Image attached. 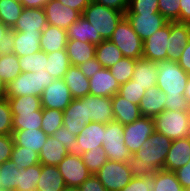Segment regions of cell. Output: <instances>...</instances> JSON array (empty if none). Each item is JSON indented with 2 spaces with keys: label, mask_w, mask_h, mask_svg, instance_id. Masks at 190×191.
<instances>
[{
  "label": "cell",
  "mask_w": 190,
  "mask_h": 191,
  "mask_svg": "<svg viewBox=\"0 0 190 191\" xmlns=\"http://www.w3.org/2000/svg\"><path fill=\"white\" fill-rule=\"evenodd\" d=\"M82 16L92 24L95 30V45L109 40L125 13L91 1Z\"/></svg>",
  "instance_id": "6da1fadb"
},
{
  "label": "cell",
  "mask_w": 190,
  "mask_h": 191,
  "mask_svg": "<svg viewBox=\"0 0 190 191\" xmlns=\"http://www.w3.org/2000/svg\"><path fill=\"white\" fill-rule=\"evenodd\" d=\"M158 71L157 82L159 90L166 94V98L185 97V86L190 77L177 61L163 60L156 62Z\"/></svg>",
  "instance_id": "7a4b0ae2"
},
{
  "label": "cell",
  "mask_w": 190,
  "mask_h": 191,
  "mask_svg": "<svg viewBox=\"0 0 190 191\" xmlns=\"http://www.w3.org/2000/svg\"><path fill=\"white\" fill-rule=\"evenodd\" d=\"M54 78L43 70L37 72H21L13 81L7 84L6 98L23 95H34L41 97L44 88H47Z\"/></svg>",
  "instance_id": "3957f363"
},
{
  "label": "cell",
  "mask_w": 190,
  "mask_h": 191,
  "mask_svg": "<svg viewBox=\"0 0 190 191\" xmlns=\"http://www.w3.org/2000/svg\"><path fill=\"white\" fill-rule=\"evenodd\" d=\"M155 131L172 141L190 137L189 111L164 110L154 118Z\"/></svg>",
  "instance_id": "277c9868"
},
{
  "label": "cell",
  "mask_w": 190,
  "mask_h": 191,
  "mask_svg": "<svg viewBox=\"0 0 190 191\" xmlns=\"http://www.w3.org/2000/svg\"><path fill=\"white\" fill-rule=\"evenodd\" d=\"M109 40L121 50L124 57L142 58L143 41L133 30L125 16L121 19Z\"/></svg>",
  "instance_id": "5b68a950"
},
{
  "label": "cell",
  "mask_w": 190,
  "mask_h": 191,
  "mask_svg": "<svg viewBox=\"0 0 190 191\" xmlns=\"http://www.w3.org/2000/svg\"><path fill=\"white\" fill-rule=\"evenodd\" d=\"M171 144L170 138L155 131L148 140L144 141L142 148L132 155L140 158L143 164H152L158 170H163Z\"/></svg>",
  "instance_id": "8992f818"
},
{
  "label": "cell",
  "mask_w": 190,
  "mask_h": 191,
  "mask_svg": "<svg viewBox=\"0 0 190 191\" xmlns=\"http://www.w3.org/2000/svg\"><path fill=\"white\" fill-rule=\"evenodd\" d=\"M124 126L116 121L104 124L103 149L107 158L115 162H127L132 158L131 152L125 145L123 138Z\"/></svg>",
  "instance_id": "52a82bcc"
},
{
  "label": "cell",
  "mask_w": 190,
  "mask_h": 191,
  "mask_svg": "<svg viewBox=\"0 0 190 191\" xmlns=\"http://www.w3.org/2000/svg\"><path fill=\"white\" fill-rule=\"evenodd\" d=\"M95 176L108 191L122 190L133 178L127 162L108 160Z\"/></svg>",
  "instance_id": "ba28073f"
},
{
  "label": "cell",
  "mask_w": 190,
  "mask_h": 191,
  "mask_svg": "<svg viewBox=\"0 0 190 191\" xmlns=\"http://www.w3.org/2000/svg\"><path fill=\"white\" fill-rule=\"evenodd\" d=\"M154 132L155 123L152 117L141 116L136 121L125 125L123 138L131 154L140 150L144 141L148 140Z\"/></svg>",
  "instance_id": "9c48e42d"
},
{
  "label": "cell",
  "mask_w": 190,
  "mask_h": 191,
  "mask_svg": "<svg viewBox=\"0 0 190 191\" xmlns=\"http://www.w3.org/2000/svg\"><path fill=\"white\" fill-rule=\"evenodd\" d=\"M57 168L67 187H79L92 175L79 155H66Z\"/></svg>",
  "instance_id": "30bf717a"
},
{
  "label": "cell",
  "mask_w": 190,
  "mask_h": 191,
  "mask_svg": "<svg viewBox=\"0 0 190 191\" xmlns=\"http://www.w3.org/2000/svg\"><path fill=\"white\" fill-rule=\"evenodd\" d=\"M133 30L142 41H145L154 32L165 26L168 21L158 13H125Z\"/></svg>",
  "instance_id": "8fae6325"
},
{
  "label": "cell",
  "mask_w": 190,
  "mask_h": 191,
  "mask_svg": "<svg viewBox=\"0 0 190 191\" xmlns=\"http://www.w3.org/2000/svg\"><path fill=\"white\" fill-rule=\"evenodd\" d=\"M40 98L42 108L60 111H64L73 100L63 79H54L47 88H44Z\"/></svg>",
  "instance_id": "7c38bea8"
},
{
  "label": "cell",
  "mask_w": 190,
  "mask_h": 191,
  "mask_svg": "<svg viewBox=\"0 0 190 191\" xmlns=\"http://www.w3.org/2000/svg\"><path fill=\"white\" fill-rule=\"evenodd\" d=\"M90 122L92 119L88 116L87 100L84 97L73 99L63 111V126L76 136Z\"/></svg>",
  "instance_id": "4fadbf2b"
},
{
  "label": "cell",
  "mask_w": 190,
  "mask_h": 191,
  "mask_svg": "<svg viewBox=\"0 0 190 191\" xmlns=\"http://www.w3.org/2000/svg\"><path fill=\"white\" fill-rule=\"evenodd\" d=\"M169 34L170 22L143 41L142 58L155 62L167 60Z\"/></svg>",
  "instance_id": "5bb4252c"
},
{
  "label": "cell",
  "mask_w": 190,
  "mask_h": 191,
  "mask_svg": "<svg viewBox=\"0 0 190 191\" xmlns=\"http://www.w3.org/2000/svg\"><path fill=\"white\" fill-rule=\"evenodd\" d=\"M43 9L49 25L65 30L82 16L79 11L63 5L58 0H50Z\"/></svg>",
  "instance_id": "9a60e30c"
},
{
  "label": "cell",
  "mask_w": 190,
  "mask_h": 191,
  "mask_svg": "<svg viewBox=\"0 0 190 191\" xmlns=\"http://www.w3.org/2000/svg\"><path fill=\"white\" fill-rule=\"evenodd\" d=\"M190 40V24L170 22V34L168 37L167 60L178 61L183 48Z\"/></svg>",
  "instance_id": "2e32d148"
},
{
  "label": "cell",
  "mask_w": 190,
  "mask_h": 191,
  "mask_svg": "<svg viewBox=\"0 0 190 191\" xmlns=\"http://www.w3.org/2000/svg\"><path fill=\"white\" fill-rule=\"evenodd\" d=\"M48 25L43 8H24L15 26V32L42 33Z\"/></svg>",
  "instance_id": "e0dca14e"
},
{
  "label": "cell",
  "mask_w": 190,
  "mask_h": 191,
  "mask_svg": "<svg viewBox=\"0 0 190 191\" xmlns=\"http://www.w3.org/2000/svg\"><path fill=\"white\" fill-rule=\"evenodd\" d=\"M90 95L111 98L119 91L120 84L113 77L110 70L101 68L89 78Z\"/></svg>",
  "instance_id": "ac0fdd59"
},
{
  "label": "cell",
  "mask_w": 190,
  "mask_h": 191,
  "mask_svg": "<svg viewBox=\"0 0 190 191\" xmlns=\"http://www.w3.org/2000/svg\"><path fill=\"white\" fill-rule=\"evenodd\" d=\"M190 160V137L173 140L166 155L164 170L175 172Z\"/></svg>",
  "instance_id": "d6986e66"
},
{
  "label": "cell",
  "mask_w": 190,
  "mask_h": 191,
  "mask_svg": "<svg viewBox=\"0 0 190 191\" xmlns=\"http://www.w3.org/2000/svg\"><path fill=\"white\" fill-rule=\"evenodd\" d=\"M88 116L93 122L107 124L114 121L111 98L86 95Z\"/></svg>",
  "instance_id": "ffe728a7"
},
{
  "label": "cell",
  "mask_w": 190,
  "mask_h": 191,
  "mask_svg": "<svg viewBox=\"0 0 190 191\" xmlns=\"http://www.w3.org/2000/svg\"><path fill=\"white\" fill-rule=\"evenodd\" d=\"M111 101L114 121L121 123L123 126L136 121L142 116L139 105L133 104L118 93L111 97Z\"/></svg>",
  "instance_id": "44dd1931"
},
{
  "label": "cell",
  "mask_w": 190,
  "mask_h": 191,
  "mask_svg": "<svg viewBox=\"0 0 190 191\" xmlns=\"http://www.w3.org/2000/svg\"><path fill=\"white\" fill-rule=\"evenodd\" d=\"M166 94L158 86L150 87L145 91L139 108L142 116L154 118L165 110Z\"/></svg>",
  "instance_id": "7402d4cb"
},
{
  "label": "cell",
  "mask_w": 190,
  "mask_h": 191,
  "mask_svg": "<svg viewBox=\"0 0 190 191\" xmlns=\"http://www.w3.org/2000/svg\"><path fill=\"white\" fill-rule=\"evenodd\" d=\"M66 45L67 30L49 24L44 28L40 37L41 51L52 53L66 49Z\"/></svg>",
  "instance_id": "603a6c76"
},
{
  "label": "cell",
  "mask_w": 190,
  "mask_h": 191,
  "mask_svg": "<svg viewBox=\"0 0 190 191\" xmlns=\"http://www.w3.org/2000/svg\"><path fill=\"white\" fill-rule=\"evenodd\" d=\"M78 146L83 152L94 150L99 146H103L104 141V124L98 122H90L79 133L76 138Z\"/></svg>",
  "instance_id": "cb8c5ba5"
},
{
  "label": "cell",
  "mask_w": 190,
  "mask_h": 191,
  "mask_svg": "<svg viewBox=\"0 0 190 191\" xmlns=\"http://www.w3.org/2000/svg\"><path fill=\"white\" fill-rule=\"evenodd\" d=\"M63 80L68 86L73 99L89 95V78H87L77 66L71 65L65 73Z\"/></svg>",
  "instance_id": "d4e9b609"
},
{
  "label": "cell",
  "mask_w": 190,
  "mask_h": 191,
  "mask_svg": "<svg viewBox=\"0 0 190 191\" xmlns=\"http://www.w3.org/2000/svg\"><path fill=\"white\" fill-rule=\"evenodd\" d=\"M158 71L156 69V62L144 58L137 59L135 69L133 71L132 80L138 85L148 90L154 87L157 82Z\"/></svg>",
  "instance_id": "484cf974"
},
{
  "label": "cell",
  "mask_w": 190,
  "mask_h": 191,
  "mask_svg": "<svg viewBox=\"0 0 190 191\" xmlns=\"http://www.w3.org/2000/svg\"><path fill=\"white\" fill-rule=\"evenodd\" d=\"M14 144L23 146L39 153L48 139V135L42 129L13 130Z\"/></svg>",
  "instance_id": "4316f807"
},
{
  "label": "cell",
  "mask_w": 190,
  "mask_h": 191,
  "mask_svg": "<svg viewBox=\"0 0 190 191\" xmlns=\"http://www.w3.org/2000/svg\"><path fill=\"white\" fill-rule=\"evenodd\" d=\"M68 154L69 151L61 141L59 142L53 136H48L39 152L40 164L57 166Z\"/></svg>",
  "instance_id": "83f0119b"
},
{
  "label": "cell",
  "mask_w": 190,
  "mask_h": 191,
  "mask_svg": "<svg viewBox=\"0 0 190 191\" xmlns=\"http://www.w3.org/2000/svg\"><path fill=\"white\" fill-rule=\"evenodd\" d=\"M65 187V181L57 166L41 164V174L36 191H62Z\"/></svg>",
  "instance_id": "f1b7e54d"
},
{
  "label": "cell",
  "mask_w": 190,
  "mask_h": 191,
  "mask_svg": "<svg viewBox=\"0 0 190 191\" xmlns=\"http://www.w3.org/2000/svg\"><path fill=\"white\" fill-rule=\"evenodd\" d=\"M96 45L79 40H67L66 51L70 64L78 66L88 59L95 57Z\"/></svg>",
  "instance_id": "f546056e"
},
{
  "label": "cell",
  "mask_w": 190,
  "mask_h": 191,
  "mask_svg": "<svg viewBox=\"0 0 190 191\" xmlns=\"http://www.w3.org/2000/svg\"><path fill=\"white\" fill-rule=\"evenodd\" d=\"M40 37L41 33L15 32L13 53L22 57L41 51Z\"/></svg>",
  "instance_id": "4dcf8cb0"
},
{
  "label": "cell",
  "mask_w": 190,
  "mask_h": 191,
  "mask_svg": "<svg viewBox=\"0 0 190 191\" xmlns=\"http://www.w3.org/2000/svg\"><path fill=\"white\" fill-rule=\"evenodd\" d=\"M45 66V70L48 71L54 79H63L65 73L71 66L66 49L47 53Z\"/></svg>",
  "instance_id": "1f68e13d"
},
{
  "label": "cell",
  "mask_w": 190,
  "mask_h": 191,
  "mask_svg": "<svg viewBox=\"0 0 190 191\" xmlns=\"http://www.w3.org/2000/svg\"><path fill=\"white\" fill-rule=\"evenodd\" d=\"M95 57L103 68L109 69L124 56L121 50L110 40H103L96 45Z\"/></svg>",
  "instance_id": "d6a6232c"
},
{
  "label": "cell",
  "mask_w": 190,
  "mask_h": 191,
  "mask_svg": "<svg viewBox=\"0 0 190 191\" xmlns=\"http://www.w3.org/2000/svg\"><path fill=\"white\" fill-rule=\"evenodd\" d=\"M67 40H79L95 44V30L92 24L81 16L67 29Z\"/></svg>",
  "instance_id": "836d02e7"
},
{
  "label": "cell",
  "mask_w": 190,
  "mask_h": 191,
  "mask_svg": "<svg viewBox=\"0 0 190 191\" xmlns=\"http://www.w3.org/2000/svg\"><path fill=\"white\" fill-rule=\"evenodd\" d=\"M11 159L0 165V191H17L19 169Z\"/></svg>",
  "instance_id": "e575fe53"
},
{
  "label": "cell",
  "mask_w": 190,
  "mask_h": 191,
  "mask_svg": "<svg viewBox=\"0 0 190 191\" xmlns=\"http://www.w3.org/2000/svg\"><path fill=\"white\" fill-rule=\"evenodd\" d=\"M13 130L41 129L42 108L32 113H12Z\"/></svg>",
  "instance_id": "d590c367"
},
{
  "label": "cell",
  "mask_w": 190,
  "mask_h": 191,
  "mask_svg": "<svg viewBox=\"0 0 190 191\" xmlns=\"http://www.w3.org/2000/svg\"><path fill=\"white\" fill-rule=\"evenodd\" d=\"M12 113H32L42 108L41 98L34 95H23L8 98Z\"/></svg>",
  "instance_id": "8d00e7d4"
},
{
  "label": "cell",
  "mask_w": 190,
  "mask_h": 191,
  "mask_svg": "<svg viewBox=\"0 0 190 191\" xmlns=\"http://www.w3.org/2000/svg\"><path fill=\"white\" fill-rule=\"evenodd\" d=\"M21 73L19 57L15 53L1 55L0 57V77L6 84H9Z\"/></svg>",
  "instance_id": "74e56055"
},
{
  "label": "cell",
  "mask_w": 190,
  "mask_h": 191,
  "mask_svg": "<svg viewBox=\"0 0 190 191\" xmlns=\"http://www.w3.org/2000/svg\"><path fill=\"white\" fill-rule=\"evenodd\" d=\"M24 6L13 0H0V21L13 28L20 17Z\"/></svg>",
  "instance_id": "f35d334b"
},
{
  "label": "cell",
  "mask_w": 190,
  "mask_h": 191,
  "mask_svg": "<svg viewBox=\"0 0 190 191\" xmlns=\"http://www.w3.org/2000/svg\"><path fill=\"white\" fill-rule=\"evenodd\" d=\"M11 160L15 162L17 165L16 167L20 169H26L32 165H36L40 163L39 153L35 152L34 150H29L23 146H17L14 144Z\"/></svg>",
  "instance_id": "ab89813d"
},
{
  "label": "cell",
  "mask_w": 190,
  "mask_h": 191,
  "mask_svg": "<svg viewBox=\"0 0 190 191\" xmlns=\"http://www.w3.org/2000/svg\"><path fill=\"white\" fill-rule=\"evenodd\" d=\"M41 174V164L32 165L19 170V184L17 191H36Z\"/></svg>",
  "instance_id": "60d3db41"
},
{
  "label": "cell",
  "mask_w": 190,
  "mask_h": 191,
  "mask_svg": "<svg viewBox=\"0 0 190 191\" xmlns=\"http://www.w3.org/2000/svg\"><path fill=\"white\" fill-rule=\"evenodd\" d=\"M137 59L123 57L109 68L113 77L121 85L132 79Z\"/></svg>",
  "instance_id": "b9f144b4"
},
{
  "label": "cell",
  "mask_w": 190,
  "mask_h": 191,
  "mask_svg": "<svg viewBox=\"0 0 190 191\" xmlns=\"http://www.w3.org/2000/svg\"><path fill=\"white\" fill-rule=\"evenodd\" d=\"M154 191H184L175 172L158 170L155 174Z\"/></svg>",
  "instance_id": "7bdbcfd3"
},
{
  "label": "cell",
  "mask_w": 190,
  "mask_h": 191,
  "mask_svg": "<svg viewBox=\"0 0 190 191\" xmlns=\"http://www.w3.org/2000/svg\"><path fill=\"white\" fill-rule=\"evenodd\" d=\"M81 157L83 163L92 174H96V172L109 160L103 146L94 148V150L86 151L81 155Z\"/></svg>",
  "instance_id": "ee69618b"
},
{
  "label": "cell",
  "mask_w": 190,
  "mask_h": 191,
  "mask_svg": "<svg viewBox=\"0 0 190 191\" xmlns=\"http://www.w3.org/2000/svg\"><path fill=\"white\" fill-rule=\"evenodd\" d=\"M47 62V53L44 51H39L37 53L28 54L19 57V65L21 67V72H37L45 70V65Z\"/></svg>",
  "instance_id": "f6af8a7d"
},
{
  "label": "cell",
  "mask_w": 190,
  "mask_h": 191,
  "mask_svg": "<svg viewBox=\"0 0 190 191\" xmlns=\"http://www.w3.org/2000/svg\"><path fill=\"white\" fill-rule=\"evenodd\" d=\"M63 126V111L57 109L42 108V127L41 129L52 136L54 132Z\"/></svg>",
  "instance_id": "bcb514c9"
},
{
  "label": "cell",
  "mask_w": 190,
  "mask_h": 191,
  "mask_svg": "<svg viewBox=\"0 0 190 191\" xmlns=\"http://www.w3.org/2000/svg\"><path fill=\"white\" fill-rule=\"evenodd\" d=\"M52 136L65 145L69 154L81 156L84 153L82 148L78 146L76 141L77 136L74 133L69 132L66 127L62 126L58 128Z\"/></svg>",
  "instance_id": "7dc6e473"
},
{
  "label": "cell",
  "mask_w": 190,
  "mask_h": 191,
  "mask_svg": "<svg viewBox=\"0 0 190 191\" xmlns=\"http://www.w3.org/2000/svg\"><path fill=\"white\" fill-rule=\"evenodd\" d=\"M145 91V88L131 79L120 85L118 94L133 104L139 105L141 99L144 97Z\"/></svg>",
  "instance_id": "c3c4849f"
},
{
  "label": "cell",
  "mask_w": 190,
  "mask_h": 191,
  "mask_svg": "<svg viewBox=\"0 0 190 191\" xmlns=\"http://www.w3.org/2000/svg\"><path fill=\"white\" fill-rule=\"evenodd\" d=\"M128 168L133 177L154 176L158 169L152 164H143L140 158H132L127 161Z\"/></svg>",
  "instance_id": "681fc988"
},
{
  "label": "cell",
  "mask_w": 190,
  "mask_h": 191,
  "mask_svg": "<svg viewBox=\"0 0 190 191\" xmlns=\"http://www.w3.org/2000/svg\"><path fill=\"white\" fill-rule=\"evenodd\" d=\"M12 111L8 99L0 101V135L13 134Z\"/></svg>",
  "instance_id": "f907efd6"
},
{
  "label": "cell",
  "mask_w": 190,
  "mask_h": 191,
  "mask_svg": "<svg viewBox=\"0 0 190 191\" xmlns=\"http://www.w3.org/2000/svg\"><path fill=\"white\" fill-rule=\"evenodd\" d=\"M180 0H158L159 12L168 22H179Z\"/></svg>",
  "instance_id": "816d5d0a"
},
{
  "label": "cell",
  "mask_w": 190,
  "mask_h": 191,
  "mask_svg": "<svg viewBox=\"0 0 190 191\" xmlns=\"http://www.w3.org/2000/svg\"><path fill=\"white\" fill-rule=\"evenodd\" d=\"M158 0H129L126 13H158Z\"/></svg>",
  "instance_id": "f5cc1de1"
},
{
  "label": "cell",
  "mask_w": 190,
  "mask_h": 191,
  "mask_svg": "<svg viewBox=\"0 0 190 191\" xmlns=\"http://www.w3.org/2000/svg\"><path fill=\"white\" fill-rule=\"evenodd\" d=\"M14 33L12 28H9L0 21V53L7 55L13 53L14 48Z\"/></svg>",
  "instance_id": "db71d44e"
},
{
  "label": "cell",
  "mask_w": 190,
  "mask_h": 191,
  "mask_svg": "<svg viewBox=\"0 0 190 191\" xmlns=\"http://www.w3.org/2000/svg\"><path fill=\"white\" fill-rule=\"evenodd\" d=\"M155 175L148 177H133L120 191H154Z\"/></svg>",
  "instance_id": "11a10c76"
},
{
  "label": "cell",
  "mask_w": 190,
  "mask_h": 191,
  "mask_svg": "<svg viewBox=\"0 0 190 191\" xmlns=\"http://www.w3.org/2000/svg\"><path fill=\"white\" fill-rule=\"evenodd\" d=\"M14 146L13 135H0V165L11 159Z\"/></svg>",
  "instance_id": "9f6ffc18"
},
{
  "label": "cell",
  "mask_w": 190,
  "mask_h": 191,
  "mask_svg": "<svg viewBox=\"0 0 190 191\" xmlns=\"http://www.w3.org/2000/svg\"><path fill=\"white\" fill-rule=\"evenodd\" d=\"M77 67L87 78L92 77L97 71L102 68L101 63L96 59V57L88 59L86 62H83Z\"/></svg>",
  "instance_id": "6f0895ef"
},
{
  "label": "cell",
  "mask_w": 190,
  "mask_h": 191,
  "mask_svg": "<svg viewBox=\"0 0 190 191\" xmlns=\"http://www.w3.org/2000/svg\"><path fill=\"white\" fill-rule=\"evenodd\" d=\"M165 110L189 111L190 106L185 97L167 98L165 103Z\"/></svg>",
  "instance_id": "680465c9"
},
{
  "label": "cell",
  "mask_w": 190,
  "mask_h": 191,
  "mask_svg": "<svg viewBox=\"0 0 190 191\" xmlns=\"http://www.w3.org/2000/svg\"><path fill=\"white\" fill-rule=\"evenodd\" d=\"M80 191H108L98 180L95 174L87 178L82 185L79 186Z\"/></svg>",
  "instance_id": "91938a15"
},
{
  "label": "cell",
  "mask_w": 190,
  "mask_h": 191,
  "mask_svg": "<svg viewBox=\"0 0 190 191\" xmlns=\"http://www.w3.org/2000/svg\"><path fill=\"white\" fill-rule=\"evenodd\" d=\"M95 3L126 13L129 0H92Z\"/></svg>",
  "instance_id": "94428289"
},
{
  "label": "cell",
  "mask_w": 190,
  "mask_h": 191,
  "mask_svg": "<svg viewBox=\"0 0 190 191\" xmlns=\"http://www.w3.org/2000/svg\"><path fill=\"white\" fill-rule=\"evenodd\" d=\"M178 181L184 189H190V160L189 162L175 171Z\"/></svg>",
  "instance_id": "6125c7cd"
},
{
  "label": "cell",
  "mask_w": 190,
  "mask_h": 191,
  "mask_svg": "<svg viewBox=\"0 0 190 191\" xmlns=\"http://www.w3.org/2000/svg\"><path fill=\"white\" fill-rule=\"evenodd\" d=\"M179 66L190 75V40L187 45L183 48L180 55V59L177 61Z\"/></svg>",
  "instance_id": "be15d7a7"
},
{
  "label": "cell",
  "mask_w": 190,
  "mask_h": 191,
  "mask_svg": "<svg viewBox=\"0 0 190 191\" xmlns=\"http://www.w3.org/2000/svg\"><path fill=\"white\" fill-rule=\"evenodd\" d=\"M63 5L69 6L72 9L79 11L83 14L85 8L90 4L92 0H58Z\"/></svg>",
  "instance_id": "e7e4bbea"
},
{
  "label": "cell",
  "mask_w": 190,
  "mask_h": 191,
  "mask_svg": "<svg viewBox=\"0 0 190 191\" xmlns=\"http://www.w3.org/2000/svg\"><path fill=\"white\" fill-rule=\"evenodd\" d=\"M179 22L190 24V0H180Z\"/></svg>",
  "instance_id": "03108f58"
},
{
  "label": "cell",
  "mask_w": 190,
  "mask_h": 191,
  "mask_svg": "<svg viewBox=\"0 0 190 191\" xmlns=\"http://www.w3.org/2000/svg\"><path fill=\"white\" fill-rule=\"evenodd\" d=\"M50 0H22L24 8H44Z\"/></svg>",
  "instance_id": "003e7915"
},
{
  "label": "cell",
  "mask_w": 190,
  "mask_h": 191,
  "mask_svg": "<svg viewBox=\"0 0 190 191\" xmlns=\"http://www.w3.org/2000/svg\"><path fill=\"white\" fill-rule=\"evenodd\" d=\"M7 84L0 77V101L6 99Z\"/></svg>",
  "instance_id": "a7ac6f4b"
},
{
  "label": "cell",
  "mask_w": 190,
  "mask_h": 191,
  "mask_svg": "<svg viewBox=\"0 0 190 191\" xmlns=\"http://www.w3.org/2000/svg\"><path fill=\"white\" fill-rule=\"evenodd\" d=\"M185 98L188 101V104L190 106V77L188 79L187 85L185 86V93H184Z\"/></svg>",
  "instance_id": "89a4df30"
},
{
  "label": "cell",
  "mask_w": 190,
  "mask_h": 191,
  "mask_svg": "<svg viewBox=\"0 0 190 191\" xmlns=\"http://www.w3.org/2000/svg\"><path fill=\"white\" fill-rule=\"evenodd\" d=\"M62 191H80L79 187H65Z\"/></svg>",
  "instance_id": "2644e50d"
},
{
  "label": "cell",
  "mask_w": 190,
  "mask_h": 191,
  "mask_svg": "<svg viewBox=\"0 0 190 191\" xmlns=\"http://www.w3.org/2000/svg\"><path fill=\"white\" fill-rule=\"evenodd\" d=\"M13 1L22 4V0H13Z\"/></svg>",
  "instance_id": "8c879c8a"
}]
</instances>
